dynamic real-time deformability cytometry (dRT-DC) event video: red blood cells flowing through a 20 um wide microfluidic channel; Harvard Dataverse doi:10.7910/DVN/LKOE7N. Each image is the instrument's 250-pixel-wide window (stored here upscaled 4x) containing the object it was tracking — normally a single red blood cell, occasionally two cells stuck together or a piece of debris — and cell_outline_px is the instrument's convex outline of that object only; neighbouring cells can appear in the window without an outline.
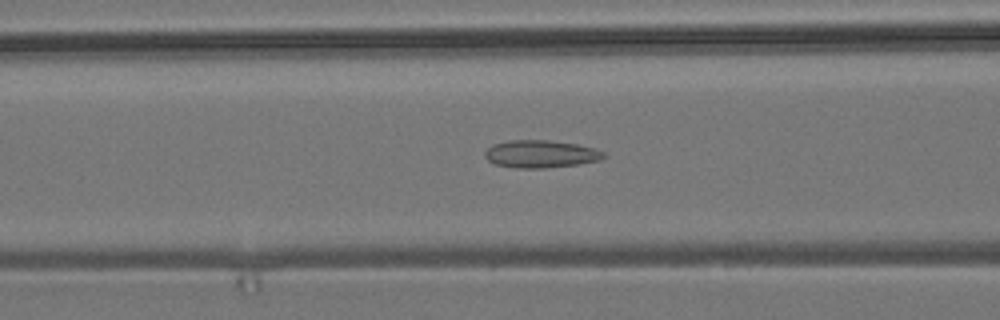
{"species": "common noctule bat (a hibernating species)", "species_latin": "Nyctalus noctula", "temperature_condition": "room temperature", "stored_images_in_passage": 55, "camera_frame_rate_fps": 3000, "um_per_image_px": 0.085, "animal": {"sex": "male", "body_mass_g": 19.2, "forearm_length_mm": 51.8}, "frame": {"image": 1, "passage_image": 22, "time_ms": 7.0, "image_size_px": [1000, 320], "cell_outline_px": [[608, 156], [600, 160], [576, 164], [544, 168], [516, 168], [496, 164], [488, 160], [484, 156], [484, 152], [492, 144], [508, 140], [548, 140], [576, 144], [596, 148], [604, 152]], "centroid_in_image_um": [45.96, 13.08], "position_along_channel_um": 120.6, "area_um2": 19.13}}
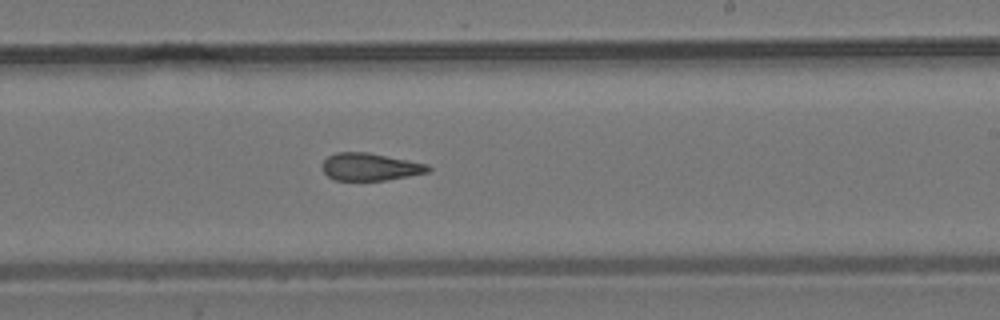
{"frame": {"image": 2, "passage_image": 33, "time_ms": 10.667, "image_size_px": [1000, 320], "cell_outline_px": [[432, 168], [428, 172], [408, 176], [384, 180], [336, 180], [328, 176], [320, 168], [324, 160], [328, 156], [336, 152], [368, 152], [428, 164]], "centroid_in_image_um": [31.44, 14.17], "position_along_channel_um": 257.6, "area_um2": 16.94}}
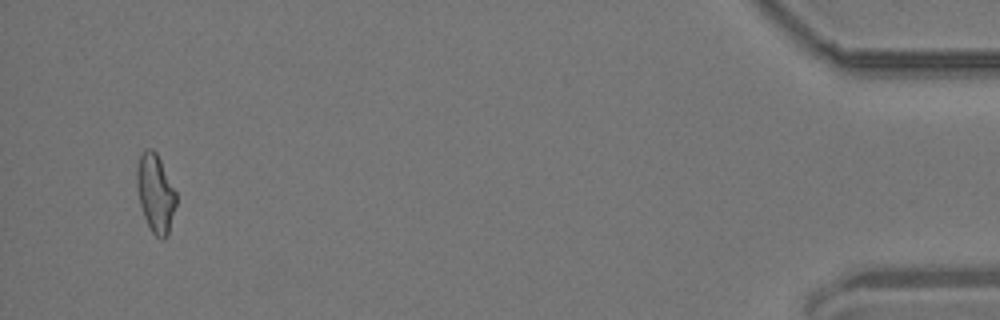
{"frame": {"image": 3, "passage_image": 53, "time_ms": 17.333, "image_size_px": [1000, 320], "cell_outline_px": [[176, 204], [168, 236], [164, 240], [160, 240], [152, 232], [144, 216], [140, 204], [136, 184], [136, 168], [140, 156], [144, 148], [152, 148], [156, 152], [176, 192]], "centroid_in_image_um": [13.21, 16.44], "position_along_channel_um": 422.0, "area_um2": 17.98}, "authors_computed_cell_mechanics": {"area_um2": 18.0914, "velocity_mm_per_s": 3.733, "shape_relaxation_time_tau1_ms": null, "shape_relaxation_time_tau2_ms": 2.7896, "deformation_change_tau1": null, "deformation_change_tau2": 0.1066}}